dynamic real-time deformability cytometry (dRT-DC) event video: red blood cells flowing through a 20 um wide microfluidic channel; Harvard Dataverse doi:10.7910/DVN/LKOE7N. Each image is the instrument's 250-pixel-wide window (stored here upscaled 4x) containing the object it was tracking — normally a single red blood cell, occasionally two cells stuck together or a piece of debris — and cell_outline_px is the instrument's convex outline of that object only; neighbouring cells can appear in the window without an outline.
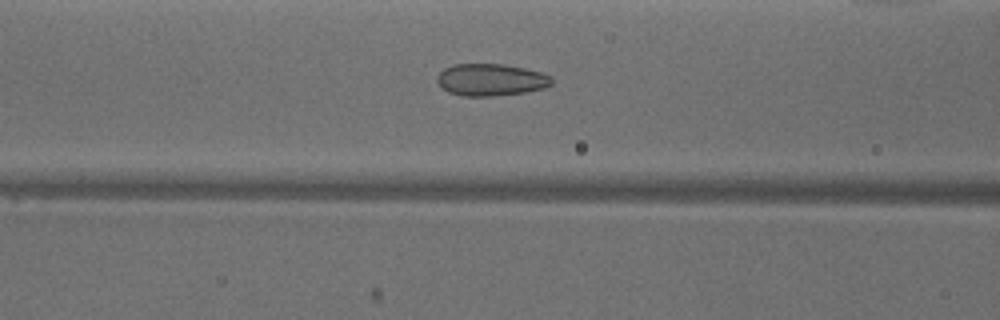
{"species": "common noctule bat (a hibernating species)", "species_latin": "Nyctalus noctula", "temperature_condition": "warm", "stored_images_in_passage": 50, "camera_frame_rate_fps": 3000, "um_per_image_px": 0.085, "animal": {"sex": "male", "body_mass_g": 18.8}, "frame": {"image": 1, "passage_image": 19, "time_ms": 6.0, "image_size_px": [1000, 320], "cell_outline_px": [[552, 84], [544, 88], [524, 92], [492, 96], [460, 96], [448, 92], [436, 80], [436, 76], [444, 68], [452, 64], [500, 64], [524, 68], [540, 72], [552, 76]], "centroid_in_image_um": [41.7, 6.78], "position_along_channel_um": 124.9, "area_um2": 21.39}}
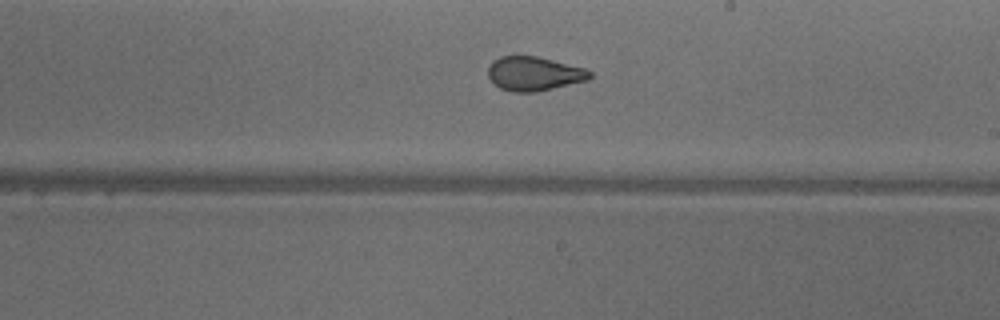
{"frame": {"image": 2, "passage_image": 28, "time_ms": 9.0, "image_size_px": [1000, 320], "cell_outline_px": [[592, 76], [588, 80], [536, 92], [512, 92], [500, 88], [488, 76], [488, 68], [492, 60], [500, 56], [536, 56], [584, 68], [592, 72]], "centroid_in_image_um": [45.38, 6.26], "position_along_channel_um": 243.6, "area_um2": 20.11}}
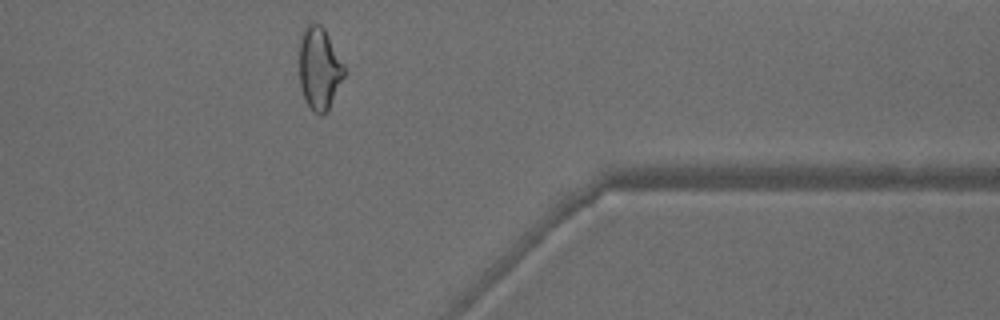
{"frame": {"image": 3, "passage_image": 40, "time_ms": 13.0, "image_size_px": [1000, 320], "cell_outline_px": [[344, 76], [328, 112], [324, 116], [320, 116], [312, 112], [304, 100], [300, 88], [300, 32], [304, 24], [312, 20], [320, 24], [324, 28], [344, 64]], "centroid_in_image_um": [27.12, 5.81], "position_along_channel_um": 384.3, "area_um2": 22.2}, "authors_computed_cell_mechanics": {"area_um2": 22.5131, "velocity_mm_per_s": 3.9573, "shape_relaxation_time_tau1_ms": null, "shape_relaxation_time_tau2_ms": 1.1616, "deformation_change_tau1": null, "deformation_change_tau2": 0.0834}}